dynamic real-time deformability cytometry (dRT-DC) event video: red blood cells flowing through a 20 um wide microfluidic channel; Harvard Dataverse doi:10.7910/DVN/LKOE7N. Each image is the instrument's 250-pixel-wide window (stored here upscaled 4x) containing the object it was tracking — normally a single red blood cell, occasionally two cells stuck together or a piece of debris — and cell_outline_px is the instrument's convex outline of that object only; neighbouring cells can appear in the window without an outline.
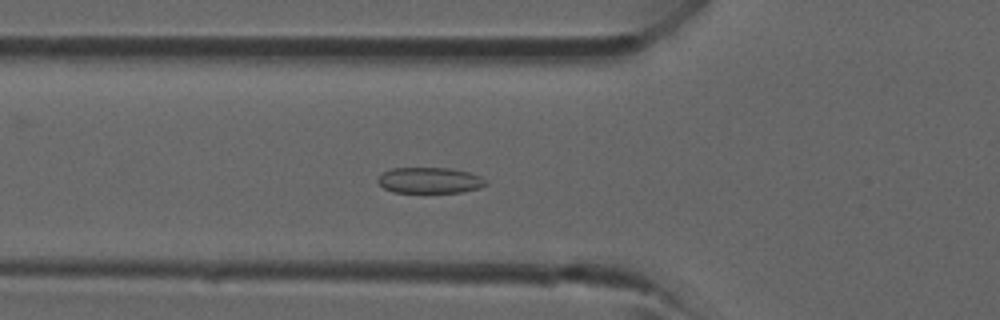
{"species": "common noctule bat (a hibernating species)", "species_latin": "Nyctalus noctula", "temperature_condition": "room temperature", "stored_images_in_passage": 34, "camera_frame_rate_fps": 3000, "um_per_image_px": 0.085, "animal": {"sex": "male", "forearm_length_mm": 52.5}, "frame": {"image": 1, "passage_image": 6, "time_ms": 1.667, "image_size_px": [1000, 320], "cell_outline_px": [[488, 184], [480, 188], [460, 192], [392, 192], [384, 188], [376, 180], [384, 172], [392, 168], [448, 168], [468, 172], [480, 176]], "centroid_in_image_um": [36.52, 15.33], "position_along_channel_um": 89.3, "area_um2": 16.13}}
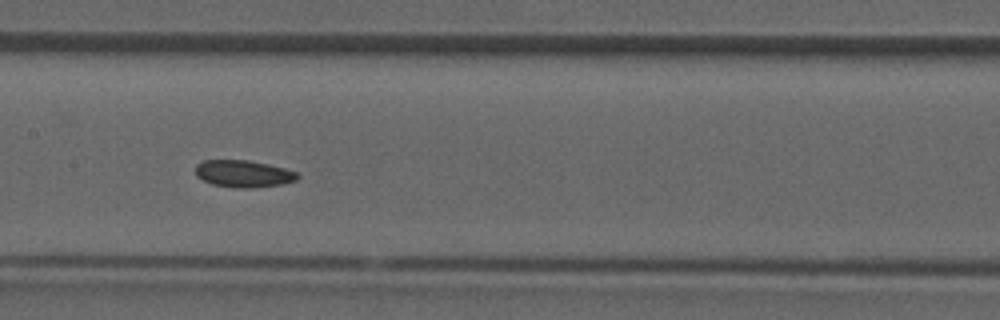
{"frame": {"image": 2, "passage_image": 12, "time_ms": 3.667, "image_size_px": [1000, 320], "cell_outline_px": [[300, 176], [296, 180], [280, 184], [252, 188], [232, 188], [212, 184], [196, 176], [196, 164], [204, 160], [248, 160], [268, 164], [284, 168], [296, 172]], "centroid_in_image_um": [20.67, 14.77], "position_along_channel_um": 186.7, "area_um2": 16.07}}
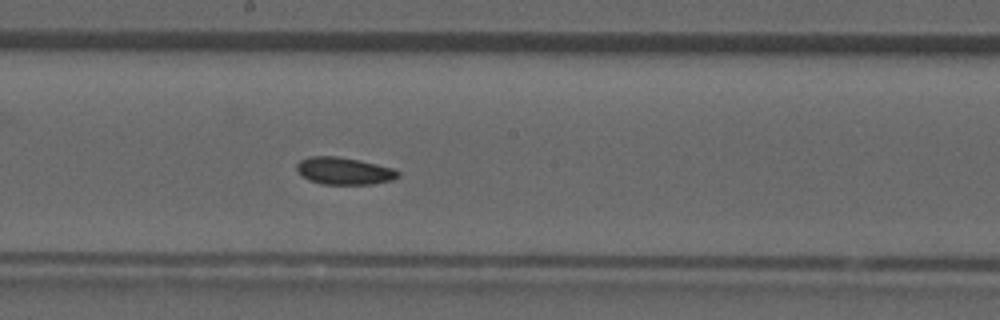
{"frame": {"image": 3, "passage_image": 14, "time_ms": 4.333, "image_size_px": [1000, 320], "cell_outline_px": [[400, 176], [392, 180], [372, 184], [324, 184], [308, 180], [296, 168], [296, 164], [300, 160], [308, 156], [336, 156], [360, 160], [396, 168], [400, 172]], "centroid_in_image_um": [29.29, 14.52], "position_along_channel_um": 218.9, "area_um2": 16.18}}